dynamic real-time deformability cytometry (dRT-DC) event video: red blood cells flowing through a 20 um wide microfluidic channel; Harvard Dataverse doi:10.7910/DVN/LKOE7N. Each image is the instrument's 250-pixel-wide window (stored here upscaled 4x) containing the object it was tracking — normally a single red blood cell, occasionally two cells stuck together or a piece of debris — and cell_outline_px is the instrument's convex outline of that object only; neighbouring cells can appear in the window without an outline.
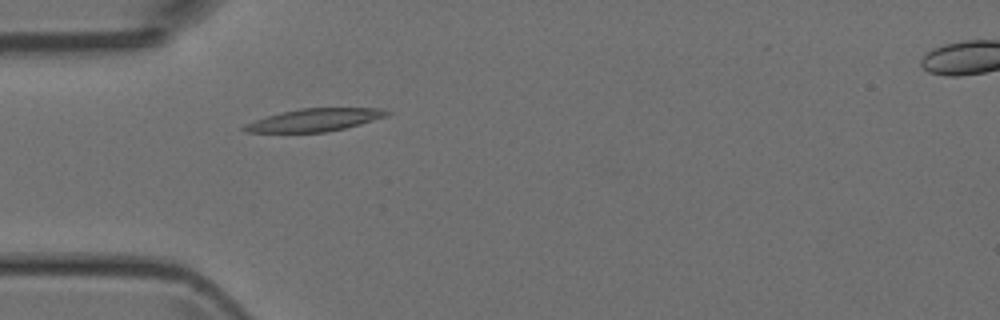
{"species": "Egyptian fruit bat (a non-hibernating species)", "species_latin": "Rousettus aegyptiacus", "temperature_condition": "room temperature", "stored_images_in_passage": 35, "camera_frame_rate_fps": 3000, "um_per_image_px": 0.085, "animal": {"sex": "female"}, "frame": {"image": 1, "passage_image": 1, "time_ms": 0.0, "image_size_px": [1000, 320], "cell_outline_px": [[392, 112], [388, 116], [360, 124], [344, 128], [324, 132], [244, 132], [240, 128], [244, 124], [268, 116], [300, 108], [380, 108]], "centroid_in_image_um": [26.76, 10.19], "position_along_channel_um": 58.2, "area_um2": 18.67}}
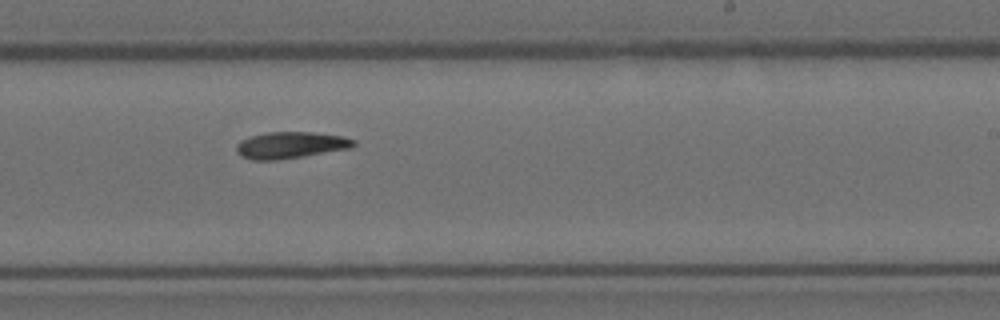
{"frame": {"image": 2, "passage_image": 16, "time_ms": 5.0, "image_size_px": [1000, 320], "cell_outline_px": [[356, 144], [352, 148], [276, 160], [252, 160], [240, 156], [236, 152], [236, 144], [240, 140], [248, 136], [268, 132], [312, 132], [344, 136], [356, 140]], "centroid_in_image_um": [24.68, 12.33], "position_along_channel_um": 264.3, "area_um2": 18.32}}
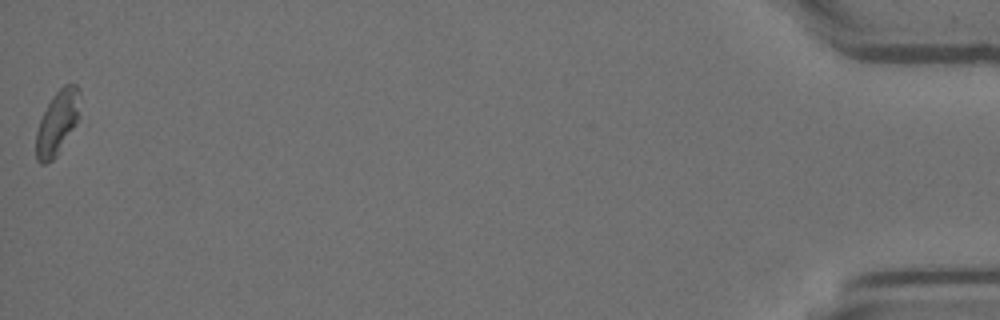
{"frame": {"image": 3, "passage_image": 35, "time_ms": 11.333, "image_size_px": [1000, 320], "cell_outline_px": [[80, 116], [76, 124], [56, 156], [52, 160], [44, 164], [40, 164], [36, 160], [36, 132], [40, 120], [52, 96], [64, 84], [76, 84], [80, 88]], "centroid_in_image_um": [4.89, 10.4], "position_along_channel_um": 430.3, "area_um2": 16.47}}